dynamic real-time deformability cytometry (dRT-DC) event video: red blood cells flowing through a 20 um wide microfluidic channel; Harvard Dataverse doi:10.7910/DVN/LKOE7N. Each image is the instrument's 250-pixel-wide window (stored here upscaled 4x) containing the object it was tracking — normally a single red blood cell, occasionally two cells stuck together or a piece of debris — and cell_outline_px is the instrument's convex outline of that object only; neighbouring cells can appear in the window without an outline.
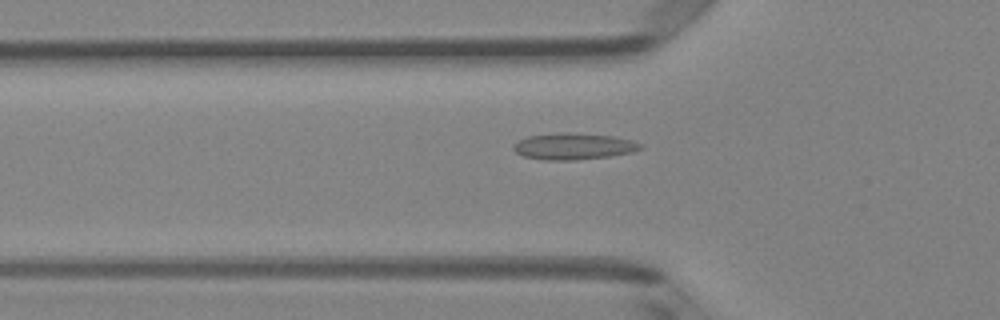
{"species": "Egyptian fruit bat (a non-hibernating species)", "species_latin": "Rousettus aegyptiacus", "temperature_condition": "room temperature", "stored_images_in_passage": 46, "camera_frame_rate_fps": 3000, "um_per_image_px": 0.085, "animal": {"sex": "female"}, "frame": {"image": 1, "passage_image": 17, "time_ms": 5.333, "image_size_px": [1000, 320], "cell_outline_px": [[644, 148], [632, 152], [612, 156], [576, 160], [544, 160], [524, 156], [516, 152], [512, 148], [512, 144], [516, 140], [528, 136], [564, 132], [568, 132], [612, 136], [632, 140], [644, 144]], "centroid_in_image_um": [48.76, 12.44], "position_along_channel_um": 77.0, "area_um2": 19.83}}
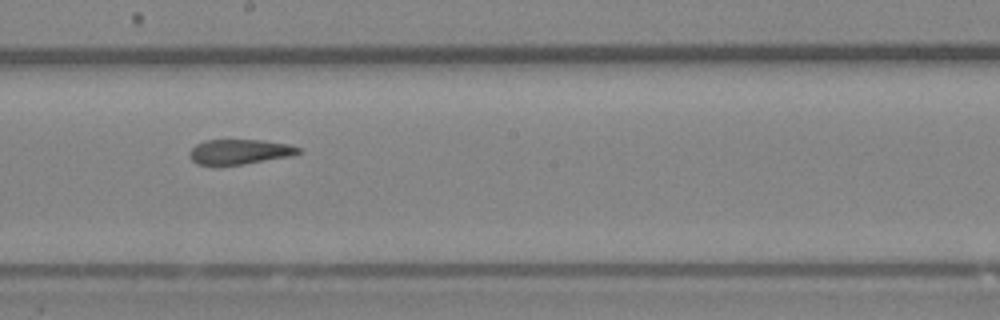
{"frame": {"image": 2, "passage_image": 28, "time_ms": 9.0, "image_size_px": [1000, 320], "cell_outline_px": [[304, 152], [292, 156], [244, 164], [196, 164], [188, 156], [188, 152], [196, 144], [204, 140], [260, 140], [288, 144], [300, 148]], "centroid_in_image_um": [20.38, 12.89], "position_along_channel_um": 227.8, "area_um2": 15.84}}
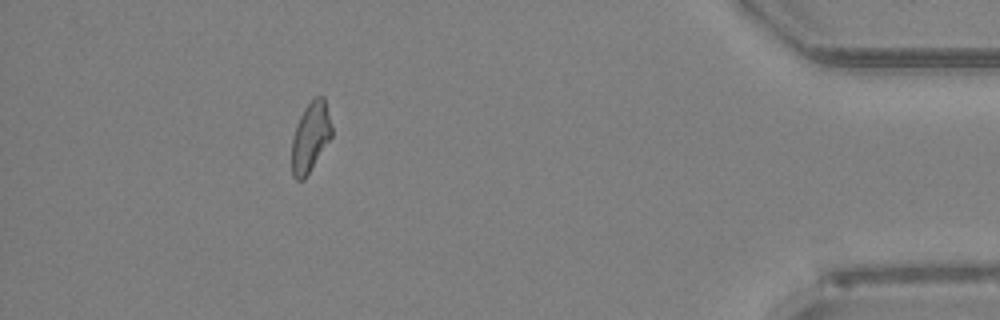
{"frame": {"image": 3, "passage_image": 45, "time_ms": 14.667, "image_size_px": [1000, 320], "cell_outline_px": [[332, 136], [304, 180], [296, 180], [292, 176], [292, 136], [296, 124], [304, 108], [316, 96], [324, 96], [332, 128]], "centroid_in_image_um": [26.37, 11.65], "position_along_channel_um": 408.8, "area_um2": 16.18}}